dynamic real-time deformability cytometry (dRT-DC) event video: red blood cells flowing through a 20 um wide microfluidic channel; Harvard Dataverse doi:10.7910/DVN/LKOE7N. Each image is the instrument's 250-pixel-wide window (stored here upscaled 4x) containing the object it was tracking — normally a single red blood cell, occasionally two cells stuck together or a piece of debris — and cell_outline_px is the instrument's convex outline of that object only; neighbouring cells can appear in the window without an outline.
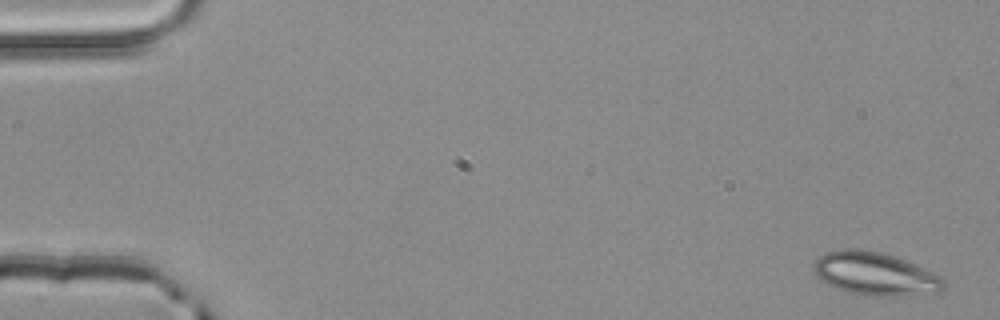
{"species": "common noctule bat (a hibernating species)", "species_latin": "Nyctalus noctula", "temperature_condition": "room temperature", "stored_images_in_passage": 4, "camera_frame_rate_fps": 3000, "um_per_image_px": 0.085, "animal": {"sex": "male", "body_mass_g": 20.4}, "frame": {"image": 1, "passage_image": 1, "time_ms": 0.0, "image_size_px": [1000, 320], "cell_outline_px": [[944, 288], [940, 292], [912, 296], [868, 296], [848, 292], [836, 288], [820, 280], [816, 276], [812, 268], [812, 264], [824, 252], [840, 248], [856, 248], [884, 252], [924, 268], [940, 276], [944, 280]], "centroid_in_image_um": [74.36, 23.27], "position_along_channel_um": 10.6, "area_um2": 33.18}}